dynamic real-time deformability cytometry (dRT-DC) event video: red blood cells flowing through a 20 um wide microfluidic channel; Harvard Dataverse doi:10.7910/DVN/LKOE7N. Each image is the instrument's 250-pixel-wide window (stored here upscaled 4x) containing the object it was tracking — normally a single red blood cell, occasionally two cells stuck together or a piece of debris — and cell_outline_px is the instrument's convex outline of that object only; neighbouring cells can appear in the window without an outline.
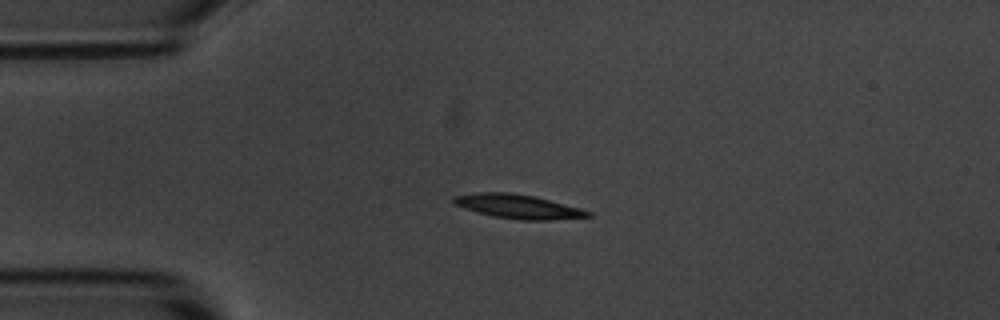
{"species": "common noctule bat (a hibernating species)", "species_latin": "Nyctalus noctula", "temperature_condition": "room temperature", "stored_images_in_passage": 2, "camera_frame_rate_fps": 3000, "um_per_image_px": 0.085, "animal": {"sex": "male", "body_mass_g": 20.1, "forearm_length_mm": 53.5}, "frame": {"image": 1, "passage_image": 1, "time_ms": 0.0, "image_size_px": [1000, 320], "cell_outline_px": [[592, 216], [548, 220], [520, 220], [492, 216], [464, 208], [452, 204], [452, 196], [476, 192], [512, 192], [536, 196], [580, 208], [592, 212]], "centroid_in_image_um": [44.0, 17.54], "position_along_channel_um": 41.0, "area_um2": 19.02}}